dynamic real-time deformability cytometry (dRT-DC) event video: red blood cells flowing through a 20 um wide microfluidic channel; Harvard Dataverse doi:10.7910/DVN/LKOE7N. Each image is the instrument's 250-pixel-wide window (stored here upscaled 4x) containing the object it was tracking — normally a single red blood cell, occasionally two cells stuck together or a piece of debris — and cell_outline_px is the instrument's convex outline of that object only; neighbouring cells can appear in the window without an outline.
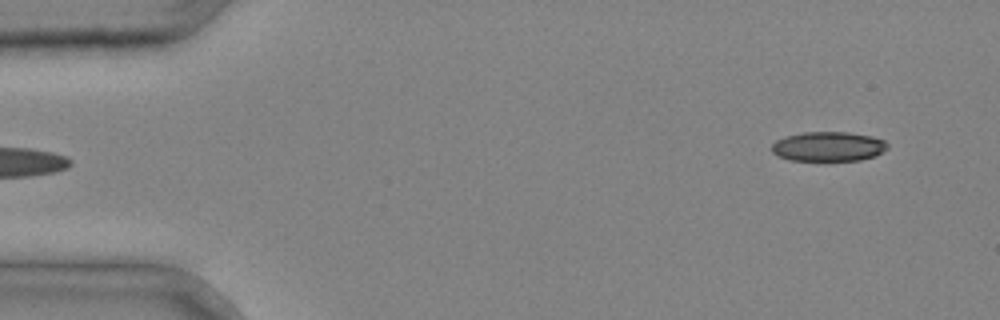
{"species": "common noctule bat (a hibernating species)", "species_latin": "Nyctalus noctula", "temperature_condition": "cold", "stored_images_in_passage": 4, "segment_of_instrument_passage": [2, 2], "camera_frame_rate_fps": 3000, "um_per_image_px": 0.085, "animal": {"sex": "male", "body_mass_g": 20.4}, "frame": {"image": 1, "passage_image": 4, "time_ms": 1.0, "image_size_px": [1000, 320], "cell_outline_px": [[888, 148], [876, 156], [860, 160], [788, 160], [772, 152], [772, 144], [776, 140], [784, 136], [804, 132], [848, 132], [872, 136], [884, 140], [888, 144]], "centroid_in_image_um": [70.42, 12.44], "position_along_channel_um": 14.6, "area_um2": 20.0}}